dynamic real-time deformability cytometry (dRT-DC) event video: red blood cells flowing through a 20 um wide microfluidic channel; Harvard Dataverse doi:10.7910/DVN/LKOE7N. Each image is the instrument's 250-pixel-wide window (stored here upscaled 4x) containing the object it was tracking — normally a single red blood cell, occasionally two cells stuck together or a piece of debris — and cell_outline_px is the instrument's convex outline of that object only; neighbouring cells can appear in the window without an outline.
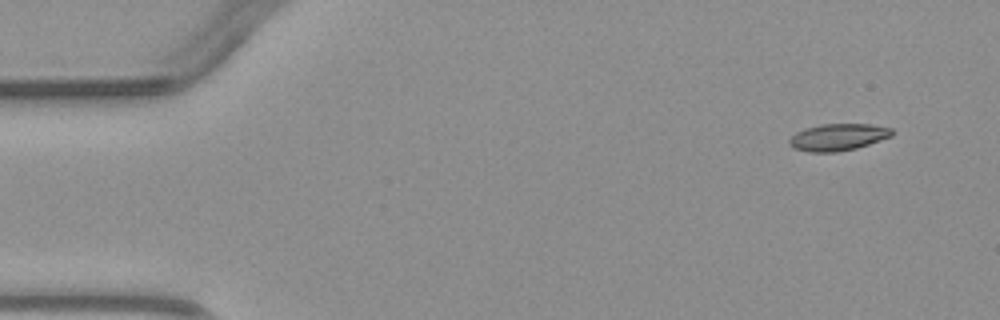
{"species": "common noctule bat (a hibernating species)", "species_latin": "Nyctalus noctula", "temperature_condition": "warm", "stored_images_in_passage": 3, "camera_frame_rate_fps": 3000, "um_per_image_px": 0.085, "animal": {"sex": "male", "body_mass_g": 23.1, "forearm_length_mm": 52.7}, "frame": {"image": 1, "passage_image": 1, "time_ms": 0.0, "image_size_px": [1000, 320], "cell_outline_px": [[892, 136], [856, 148], [836, 152], [808, 152], [792, 148], [788, 144], [788, 140], [796, 132], [804, 128], [820, 124], [872, 124], [892, 128]], "centroid_in_image_um": [71.19, 11.65], "position_along_channel_um": 13.8, "area_um2": 16.18}}
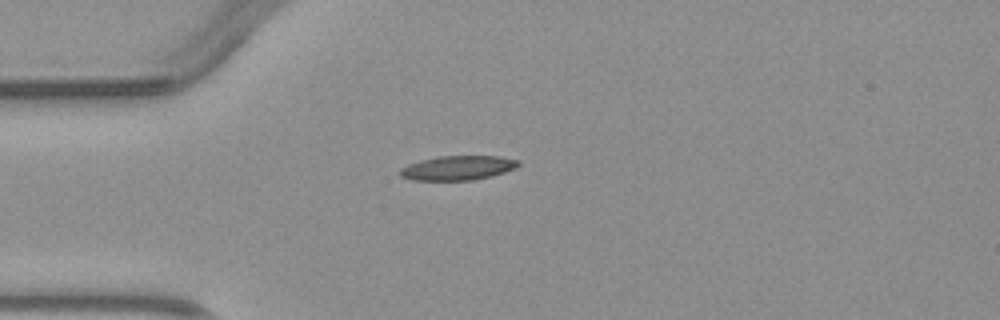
{"frame": {"image": 2, "passage_image": 3, "time_ms": 3.0, "image_size_px": [1000, 320], "cell_outline_px": [[520, 164], [516, 168], [492, 176], [472, 180], [412, 180], [400, 176], [400, 168], [408, 164], [420, 160], [440, 156], [500, 156], [520, 160]], "centroid_in_image_um": [38.93, 14.27], "position_along_channel_um": 46.1, "area_um2": 16.88}}